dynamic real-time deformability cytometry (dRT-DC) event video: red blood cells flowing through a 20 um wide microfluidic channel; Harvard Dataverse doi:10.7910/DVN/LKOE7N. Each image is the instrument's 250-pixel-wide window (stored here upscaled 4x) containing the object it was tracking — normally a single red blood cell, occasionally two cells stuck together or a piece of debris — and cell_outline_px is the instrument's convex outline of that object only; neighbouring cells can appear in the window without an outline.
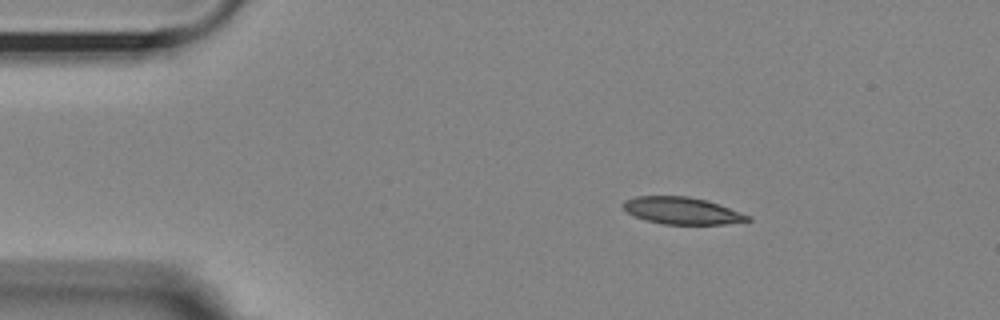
{"species": "Egyptian fruit bat (a non-hibernating species)", "species_latin": "Rousettus aegyptiacus", "temperature_condition": "room temperature", "stored_images_in_passage": 47, "camera_frame_rate_fps": 3000, "um_per_image_px": 0.085, "animal": {"sex": "female"}, "frame": {"image": 1, "passage_image": 1, "time_ms": 0.0, "image_size_px": [1000, 320], "cell_outline_px": [[752, 220], [724, 224], [664, 224], [648, 220], [636, 216], [628, 212], [620, 204], [624, 200], [636, 196], [688, 196], [704, 200], [752, 216]], "centroid_in_image_um": [57.95, 17.9], "position_along_channel_um": 27.1, "area_um2": 19.31}}
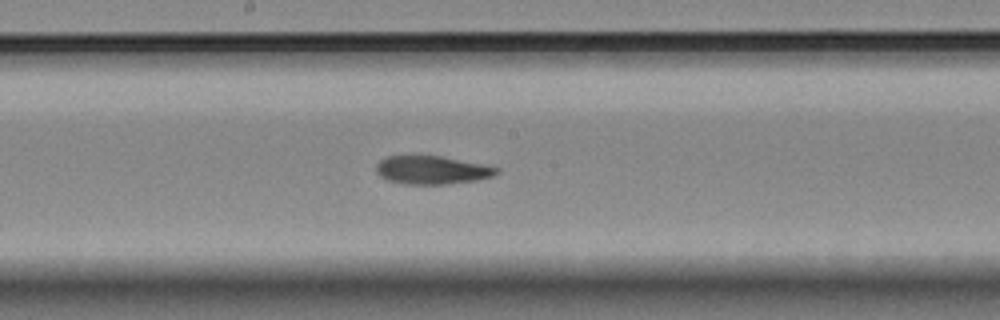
{"frame": {"image": 2, "passage_image": 21, "time_ms": 6.667, "image_size_px": [1000, 320], "cell_outline_px": [[500, 172], [492, 176], [476, 180], [444, 184], [404, 184], [388, 180], [380, 176], [376, 172], [376, 164], [380, 160], [388, 156], [440, 156], [500, 168]], "centroid_in_image_um": [36.69, 14.46], "position_along_channel_um": 211.5, "area_um2": 19.59}}
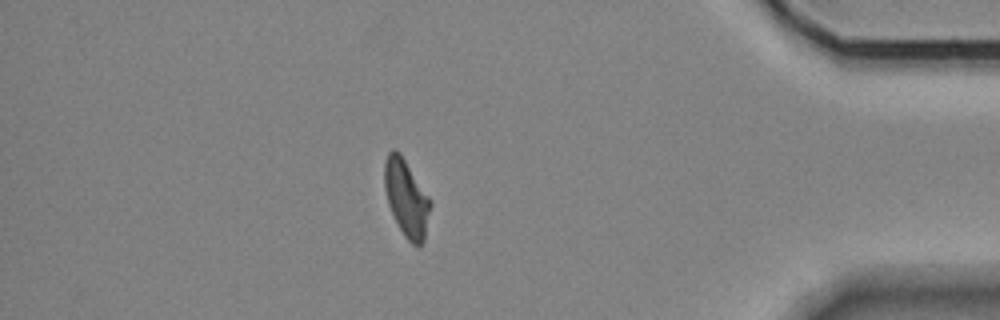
{"frame": {"image": 3, "passage_image": 40, "time_ms": 13.0, "image_size_px": [1000, 320], "cell_outline_px": [[432, 204], [424, 240], [420, 248], [416, 248], [404, 236], [388, 204], [384, 188], [384, 160], [388, 152], [392, 148], [396, 148], [400, 152], [428, 196]], "centroid_in_image_um": [34.54, 16.84], "position_along_channel_um": 400.7, "area_um2": 20.69}, "authors_computed_cell_mechanics": {"area_um2": 20.0566, "velocity_mm_per_s": 3.6043, "shape_relaxation_time_tau1_ms": null, "shape_relaxation_time_tau2_ms": 9.3459, "deformation_change_tau1": null, "deformation_change_tau2": 0.1883}}